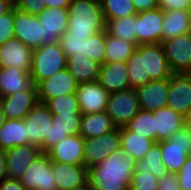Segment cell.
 Wrapping results in <instances>:
<instances>
[{
  "mask_svg": "<svg viewBox=\"0 0 191 190\" xmlns=\"http://www.w3.org/2000/svg\"><path fill=\"white\" fill-rule=\"evenodd\" d=\"M105 19L100 0H75L68 6L67 31L69 37L86 40L105 31Z\"/></svg>",
  "mask_w": 191,
  "mask_h": 190,
  "instance_id": "obj_2",
  "label": "cell"
},
{
  "mask_svg": "<svg viewBox=\"0 0 191 190\" xmlns=\"http://www.w3.org/2000/svg\"><path fill=\"white\" fill-rule=\"evenodd\" d=\"M67 56L59 42L33 49L30 75L35 86L67 68Z\"/></svg>",
  "mask_w": 191,
  "mask_h": 190,
  "instance_id": "obj_3",
  "label": "cell"
},
{
  "mask_svg": "<svg viewBox=\"0 0 191 190\" xmlns=\"http://www.w3.org/2000/svg\"><path fill=\"white\" fill-rule=\"evenodd\" d=\"M77 87L78 83L68 70H61L37 85L38 101L46 104L58 96L76 93Z\"/></svg>",
  "mask_w": 191,
  "mask_h": 190,
  "instance_id": "obj_15",
  "label": "cell"
},
{
  "mask_svg": "<svg viewBox=\"0 0 191 190\" xmlns=\"http://www.w3.org/2000/svg\"><path fill=\"white\" fill-rule=\"evenodd\" d=\"M37 16L44 31L42 46L58 43L59 38L67 31L68 8L46 7Z\"/></svg>",
  "mask_w": 191,
  "mask_h": 190,
  "instance_id": "obj_18",
  "label": "cell"
},
{
  "mask_svg": "<svg viewBox=\"0 0 191 190\" xmlns=\"http://www.w3.org/2000/svg\"><path fill=\"white\" fill-rule=\"evenodd\" d=\"M184 124L191 128V107L189 108L187 114L184 116Z\"/></svg>",
  "mask_w": 191,
  "mask_h": 190,
  "instance_id": "obj_52",
  "label": "cell"
},
{
  "mask_svg": "<svg viewBox=\"0 0 191 190\" xmlns=\"http://www.w3.org/2000/svg\"><path fill=\"white\" fill-rule=\"evenodd\" d=\"M33 85L30 72L18 67H0V97L29 90Z\"/></svg>",
  "mask_w": 191,
  "mask_h": 190,
  "instance_id": "obj_25",
  "label": "cell"
},
{
  "mask_svg": "<svg viewBox=\"0 0 191 190\" xmlns=\"http://www.w3.org/2000/svg\"><path fill=\"white\" fill-rule=\"evenodd\" d=\"M121 149L120 128L116 127L100 137L84 139L83 165L89 169Z\"/></svg>",
  "mask_w": 191,
  "mask_h": 190,
  "instance_id": "obj_5",
  "label": "cell"
},
{
  "mask_svg": "<svg viewBox=\"0 0 191 190\" xmlns=\"http://www.w3.org/2000/svg\"><path fill=\"white\" fill-rule=\"evenodd\" d=\"M158 190H181L177 174L169 172L158 179Z\"/></svg>",
  "mask_w": 191,
  "mask_h": 190,
  "instance_id": "obj_46",
  "label": "cell"
},
{
  "mask_svg": "<svg viewBox=\"0 0 191 190\" xmlns=\"http://www.w3.org/2000/svg\"><path fill=\"white\" fill-rule=\"evenodd\" d=\"M37 86L29 90L0 97L5 119H24L29 111L38 103Z\"/></svg>",
  "mask_w": 191,
  "mask_h": 190,
  "instance_id": "obj_16",
  "label": "cell"
},
{
  "mask_svg": "<svg viewBox=\"0 0 191 190\" xmlns=\"http://www.w3.org/2000/svg\"><path fill=\"white\" fill-rule=\"evenodd\" d=\"M14 7L13 0H0V16Z\"/></svg>",
  "mask_w": 191,
  "mask_h": 190,
  "instance_id": "obj_51",
  "label": "cell"
},
{
  "mask_svg": "<svg viewBox=\"0 0 191 190\" xmlns=\"http://www.w3.org/2000/svg\"><path fill=\"white\" fill-rule=\"evenodd\" d=\"M33 49L26 46L16 37L0 45V67H18L30 72Z\"/></svg>",
  "mask_w": 191,
  "mask_h": 190,
  "instance_id": "obj_19",
  "label": "cell"
},
{
  "mask_svg": "<svg viewBox=\"0 0 191 190\" xmlns=\"http://www.w3.org/2000/svg\"><path fill=\"white\" fill-rule=\"evenodd\" d=\"M82 115L52 116V126L49 131V139L40 148L42 153H47L58 142L67 136L78 135Z\"/></svg>",
  "mask_w": 191,
  "mask_h": 190,
  "instance_id": "obj_24",
  "label": "cell"
},
{
  "mask_svg": "<svg viewBox=\"0 0 191 190\" xmlns=\"http://www.w3.org/2000/svg\"><path fill=\"white\" fill-rule=\"evenodd\" d=\"M169 68L173 74L191 73V32L162 42Z\"/></svg>",
  "mask_w": 191,
  "mask_h": 190,
  "instance_id": "obj_7",
  "label": "cell"
},
{
  "mask_svg": "<svg viewBox=\"0 0 191 190\" xmlns=\"http://www.w3.org/2000/svg\"><path fill=\"white\" fill-rule=\"evenodd\" d=\"M105 45V63L126 62L137 48V45L135 43L129 42L127 40H122L107 32Z\"/></svg>",
  "mask_w": 191,
  "mask_h": 190,
  "instance_id": "obj_33",
  "label": "cell"
},
{
  "mask_svg": "<svg viewBox=\"0 0 191 190\" xmlns=\"http://www.w3.org/2000/svg\"><path fill=\"white\" fill-rule=\"evenodd\" d=\"M129 74L130 87L137 89L144 85V66L143 57H141V45H138L126 61Z\"/></svg>",
  "mask_w": 191,
  "mask_h": 190,
  "instance_id": "obj_39",
  "label": "cell"
},
{
  "mask_svg": "<svg viewBox=\"0 0 191 190\" xmlns=\"http://www.w3.org/2000/svg\"><path fill=\"white\" fill-rule=\"evenodd\" d=\"M27 144L28 136L24 119H5L0 129V149L8 150Z\"/></svg>",
  "mask_w": 191,
  "mask_h": 190,
  "instance_id": "obj_30",
  "label": "cell"
},
{
  "mask_svg": "<svg viewBox=\"0 0 191 190\" xmlns=\"http://www.w3.org/2000/svg\"><path fill=\"white\" fill-rule=\"evenodd\" d=\"M136 172L152 173L157 179L166 176L169 172L163 165L161 159L160 141L155 142L147 151L143 159L137 160L135 165Z\"/></svg>",
  "mask_w": 191,
  "mask_h": 190,
  "instance_id": "obj_32",
  "label": "cell"
},
{
  "mask_svg": "<svg viewBox=\"0 0 191 190\" xmlns=\"http://www.w3.org/2000/svg\"><path fill=\"white\" fill-rule=\"evenodd\" d=\"M163 165L171 173H178L191 151V128L183 125L169 139L160 141Z\"/></svg>",
  "mask_w": 191,
  "mask_h": 190,
  "instance_id": "obj_4",
  "label": "cell"
},
{
  "mask_svg": "<svg viewBox=\"0 0 191 190\" xmlns=\"http://www.w3.org/2000/svg\"><path fill=\"white\" fill-rule=\"evenodd\" d=\"M106 30L98 32L83 41V56H87L99 64L105 63L106 56Z\"/></svg>",
  "mask_w": 191,
  "mask_h": 190,
  "instance_id": "obj_38",
  "label": "cell"
},
{
  "mask_svg": "<svg viewBox=\"0 0 191 190\" xmlns=\"http://www.w3.org/2000/svg\"><path fill=\"white\" fill-rule=\"evenodd\" d=\"M126 62L104 63L100 67L97 81L110 94L130 88Z\"/></svg>",
  "mask_w": 191,
  "mask_h": 190,
  "instance_id": "obj_23",
  "label": "cell"
},
{
  "mask_svg": "<svg viewBox=\"0 0 191 190\" xmlns=\"http://www.w3.org/2000/svg\"><path fill=\"white\" fill-rule=\"evenodd\" d=\"M189 32H191V17L189 10L164 11L162 42Z\"/></svg>",
  "mask_w": 191,
  "mask_h": 190,
  "instance_id": "obj_27",
  "label": "cell"
},
{
  "mask_svg": "<svg viewBox=\"0 0 191 190\" xmlns=\"http://www.w3.org/2000/svg\"><path fill=\"white\" fill-rule=\"evenodd\" d=\"M177 176L181 190H191V156L187 157Z\"/></svg>",
  "mask_w": 191,
  "mask_h": 190,
  "instance_id": "obj_44",
  "label": "cell"
},
{
  "mask_svg": "<svg viewBox=\"0 0 191 190\" xmlns=\"http://www.w3.org/2000/svg\"><path fill=\"white\" fill-rule=\"evenodd\" d=\"M155 117L156 142L169 139L184 124V117L172 108L165 107L153 112Z\"/></svg>",
  "mask_w": 191,
  "mask_h": 190,
  "instance_id": "obj_26",
  "label": "cell"
},
{
  "mask_svg": "<svg viewBox=\"0 0 191 190\" xmlns=\"http://www.w3.org/2000/svg\"><path fill=\"white\" fill-rule=\"evenodd\" d=\"M83 41V38L69 37L66 32L59 38V44L67 58L83 56Z\"/></svg>",
  "mask_w": 191,
  "mask_h": 190,
  "instance_id": "obj_41",
  "label": "cell"
},
{
  "mask_svg": "<svg viewBox=\"0 0 191 190\" xmlns=\"http://www.w3.org/2000/svg\"><path fill=\"white\" fill-rule=\"evenodd\" d=\"M107 33L136 44V15L105 20Z\"/></svg>",
  "mask_w": 191,
  "mask_h": 190,
  "instance_id": "obj_34",
  "label": "cell"
},
{
  "mask_svg": "<svg viewBox=\"0 0 191 190\" xmlns=\"http://www.w3.org/2000/svg\"><path fill=\"white\" fill-rule=\"evenodd\" d=\"M105 20L136 15L132 0H100Z\"/></svg>",
  "mask_w": 191,
  "mask_h": 190,
  "instance_id": "obj_37",
  "label": "cell"
},
{
  "mask_svg": "<svg viewBox=\"0 0 191 190\" xmlns=\"http://www.w3.org/2000/svg\"><path fill=\"white\" fill-rule=\"evenodd\" d=\"M51 169L58 190L88 188V169L84 165L51 161Z\"/></svg>",
  "mask_w": 191,
  "mask_h": 190,
  "instance_id": "obj_13",
  "label": "cell"
},
{
  "mask_svg": "<svg viewBox=\"0 0 191 190\" xmlns=\"http://www.w3.org/2000/svg\"><path fill=\"white\" fill-rule=\"evenodd\" d=\"M137 13L152 10L158 7L157 0H132Z\"/></svg>",
  "mask_w": 191,
  "mask_h": 190,
  "instance_id": "obj_47",
  "label": "cell"
},
{
  "mask_svg": "<svg viewBox=\"0 0 191 190\" xmlns=\"http://www.w3.org/2000/svg\"><path fill=\"white\" fill-rule=\"evenodd\" d=\"M0 190H26L19 180L5 178L0 182Z\"/></svg>",
  "mask_w": 191,
  "mask_h": 190,
  "instance_id": "obj_48",
  "label": "cell"
},
{
  "mask_svg": "<svg viewBox=\"0 0 191 190\" xmlns=\"http://www.w3.org/2000/svg\"><path fill=\"white\" fill-rule=\"evenodd\" d=\"M14 37V7L0 16V45Z\"/></svg>",
  "mask_w": 191,
  "mask_h": 190,
  "instance_id": "obj_42",
  "label": "cell"
},
{
  "mask_svg": "<svg viewBox=\"0 0 191 190\" xmlns=\"http://www.w3.org/2000/svg\"><path fill=\"white\" fill-rule=\"evenodd\" d=\"M41 153V149L32 144L5 150L7 178L20 180L34 159Z\"/></svg>",
  "mask_w": 191,
  "mask_h": 190,
  "instance_id": "obj_17",
  "label": "cell"
},
{
  "mask_svg": "<svg viewBox=\"0 0 191 190\" xmlns=\"http://www.w3.org/2000/svg\"><path fill=\"white\" fill-rule=\"evenodd\" d=\"M136 90L141 110L154 112L167 107L169 79L151 80Z\"/></svg>",
  "mask_w": 191,
  "mask_h": 190,
  "instance_id": "obj_20",
  "label": "cell"
},
{
  "mask_svg": "<svg viewBox=\"0 0 191 190\" xmlns=\"http://www.w3.org/2000/svg\"><path fill=\"white\" fill-rule=\"evenodd\" d=\"M45 105L56 116L82 115L76 93H69L50 99Z\"/></svg>",
  "mask_w": 191,
  "mask_h": 190,
  "instance_id": "obj_36",
  "label": "cell"
},
{
  "mask_svg": "<svg viewBox=\"0 0 191 190\" xmlns=\"http://www.w3.org/2000/svg\"><path fill=\"white\" fill-rule=\"evenodd\" d=\"M109 95L97 80L78 84L76 96L80 112L86 114L106 111Z\"/></svg>",
  "mask_w": 191,
  "mask_h": 190,
  "instance_id": "obj_14",
  "label": "cell"
},
{
  "mask_svg": "<svg viewBox=\"0 0 191 190\" xmlns=\"http://www.w3.org/2000/svg\"><path fill=\"white\" fill-rule=\"evenodd\" d=\"M68 6L67 0H46V7L48 8H68Z\"/></svg>",
  "mask_w": 191,
  "mask_h": 190,
  "instance_id": "obj_49",
  "label": "cell"
},
{
  "mask_svg": "<svg viewBox=\"0 0 191 190\" xmlns=\"http://www.w3.org/2000/svg\"><path fill=\"white\" fill-rule=\"evenodd\" d=\"M19 181L26 190H58L47 153L37 156Z\"/></svg>",
  "mask_w": 191,
  "mask_h": 190,
  "instance_id": "obj_8",
  "label": "cell"
},
{
  "mask_svg": "<svg viewBox=\"0 0 191 190\" xmlns=\"http://www.w3.org/2000/svg\"><path fill=\"white\" fill-rule=\"evenodd\" d=\"M167 107L172 108L183 117L191 107V75L173 74L169 78Z\"/></svg>",
  "mask_w": 191,
  "mask_h": 190,
  "instance_id": "obj_21",
  "label": "cell"
},
{
  "mask_svg": "<svg viewBox=\"0 0 191 190\" xmlns=\"http://www.w3.org/2000/svg\"><path fill=\"white\" fill-rule=\"evenodd\" d=\"M121 149L133 159L141 160L155 143L154 140L144 137L128 130L126 127H120Z\"/></svg>",
  "mask_w": 191,
  "mask_h": 190,
  "instance_id": "obj_31",
  "label": "cell"
},
{
  "mask_svg": "<svg viewBox=\"0 0 191 190\" xmlns=\"http://www.w3.org/2000/svg\"><path fill=\"white\" fill-rule=\"evenodd\" d=\"M54 162L83 165L84 138L78 135L67 136L47 152Z\"/></svg>",
  "mask_w": 191,
  "mask_h": 190,
  "instance_id": "obj_22",
  "label": "cell"
},
{
  "mask_svg": "<svg viewBox=\"0 0 191 190\" xmlns=\"http://www.w3.org/2000/svg\"><path fill=\"white\" fill-rule=\"evenodd\" d=\"M5 150L0 149V182L7 178Z\"/></svg>",
  "mask_w": 191,
  "mask_h": 190,
  "instance_id": "obj_50",
  "label": "cell"
},
{
  "mask_svg": "<svg viewBox=\"0 0 191 190\" xmlns=\"http://www.w3.org/2000/svg\"><path fill=\"white\" fill-rule=\"evenodd\" d=\"M136 160L120 149L104 161L88 169V189L128 190L135 171Z\"/></svg>",
  "mask_w": 191,
  "mask_h": 190,
  "instance_id": "obj_1",
  "label": "cell"
},
{
  "mask_svg": "<svg viewBox=\"0 0 191 190\" xmlns=\"http://www.w3.org/2000/svg\"><path fill=\"white\" fill-rule=\"evenodd\" d=\"M101 64L85 56H70L67 59V70L78 84L96 81Z\"/></svg>",
  "mask_w": 191,
  "mask_h": 190,
  "instance_id": "obj_29",
  "label": "cell"
},
{
  "mask_svg": "<svg viewBox=\"0 0 191 190\" xmlns=\"http://www.w3.org/2000/svg\"><path fill=\"white\" fill-rule=\"evenodd\" d=\"M139 110L136 89L130 87L109 95L106 113L116 127H125Z\"/></svg>",
  "mask_w": 191,
  "mask_h": 190,
  "instance_id": "obj_6",
  "label": "cell"
},
{
  "mask_svg": "<svg viewBox=\"0 0 191 190\" xmlns=\"http://www.w3.org/2000/svg\"><path fill=\"white\" fill-rule=\"evenodd\" d=\"M4 122H5V115L3 113L2 107L0 106V129L3 126Z\"/></svg>",
  "mask_w": 191,
  "mask_h": 190,
  "instance_id": "obj_53",
  "label": "cell"
},
{
  "mask_svg": "<svg viewBox=\"0 0 191 190\" xmlns=\"http://www.w3.org/2000/svg\"><path fill=\"white\" fill-rule=\"evenodd\" d=\"M125 127L156 142L155 117L151 111L140 109Z\"/></svg>",
  "mask_w": 191,
  "mask_h": 190,
  "instance_id": "obj_35",
  "label": "cell"
},
{
  "mask_svg": "<svg viewBox=\"0 0 191 190\" xmlns=\"http://www.w3.org/2000/svg\"><path fill=\"white\" fill-rule=\"evenodd\" d=\"M77 190H88V188H83V189H77Z\"/></svg>",
  "mask_w": 191,
  "mask_h": 190,
  "instance_id": "obj_54",
  "label": "cell"
},
{
  "mask_svg": "<svg viewBox=\"0 0 191 190\" xmlns=\"http://www.w3.org/2000/svg\"><path fill=\"white\" fill-rule=\"evenodd\" d=\"M132 190H158V179L152 173L134 171L130 185Z\"/></svg>",
  "mask_w": 191,
  "mask_h": 190,
  "instance_id": "obj_40",
  "label": "cell"
},
{
  "mask_svg": "<svg viewBox=\"0 0 191 190\" xmlns=\"http://www.w3.org/2000/svg\"><path fill=\"white\" fill-rule=\"evenodd\" d=\"M110 116L103 112L82 114L79 134L84 138L100 137L101 135L115 129Z\"/></svg>",
  "mask_w": 191,
  "mask_h": 190,
  "instance_id": "obj_28",
  "label": "cell"
},
{
  "mask_svg": "<svg viewBox=\"0 0 191 190\" xmlns=\"http://www.w3.org/2000/svg\"><path fill=\"white\" fill-rule=\"evenodd\" d=\"M53 114L43 103H37L24 118L28 144L41 148L49 139Z\"/></svg>",
  "mask_w": 191,
  "mask_h": 190,
  "instance_id": "obj_9",
  "label": "cell"
},
{
  "mask_svg": "<svg viewBox=\"0 0 191 190\" xmlns=\"http://www.w3.org/2000/svg\"><path fill=\"white\" fill-rule=\"evenodd\" d=\"M14 37L32 49L42 46L44 31L38 16L22 12L14 6Z\"/></svg>",
  "mask_w": 191,
  "mask_h": 190,
  "instance_id": "obj_12",
  "label": "cell"
},
{
  "mask_svg": "<svg viewBox=\"0 0 191 190\" xmlns=\"http://www.w3.org/2000/svg\"><path fill=\"white\" fill-rule=\"evenodd\" d=\"M158 7L163 11L190 10L191 0H157Z\"/></svg>",
  "mask_w": 191,
  "mask_h": 190,
  "instance_id": "obj_45",
  "label": "cell"
},
{
  "mask_svg": "<svg viewBox=\"0 0 191 190\" xmlns=\"http://www.w3.org/2000/svg\"><path fill=\"white\" fill-rule=\"evenodd\" d=\"M164 11L159 7L136 14V45L162 43Z\"/></svg>",
  "mask_w": 191,
  "mask_h": 190,
  "instance_id": "obj_11",
  "label": "cell"
},
{
  "mask_svg": "<svg viewBox=\"0 0 191 190\" xmlns=\"http://www.w3.org/2000/svg\"><path fill=\"white\" fill-rule=\"evenodd\" d=\"M14 6L22 12L38 15L46 8V0H15Z\"/></svg>",
  "mask_w": 191,
  "mask_h": 190,
  "instance_id": "obj_43",
  "label": "cell"
},
{
  "mask_svg": "<svg viewBox=\"0 0 191 190\" xmlns=\"http://www.w3.org/2000/svg\"><path fill=\"white\" fill-rule=\"evenodd\" d=\"M141 57L144 66V85L148 81L169 79L173 75L162 43L142 44Z\"/></svg>",
  "mask_w": 191,
  "mask_h": 190,
  "instance_id": "obj_10",
  "label": "cell"
}]
</instances>
